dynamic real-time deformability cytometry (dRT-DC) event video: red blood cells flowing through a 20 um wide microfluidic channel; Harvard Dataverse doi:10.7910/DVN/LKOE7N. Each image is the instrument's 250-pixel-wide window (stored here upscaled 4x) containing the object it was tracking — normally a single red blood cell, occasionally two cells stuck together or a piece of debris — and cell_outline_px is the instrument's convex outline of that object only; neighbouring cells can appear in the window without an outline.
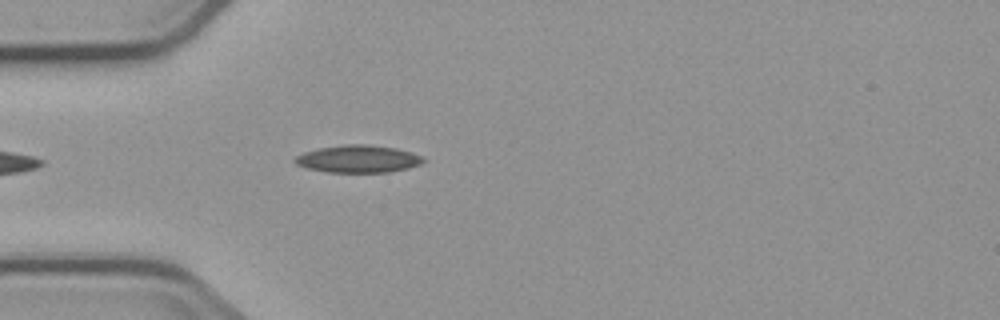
{"species": "common noctule bat (a hibernating species)", "species_latin": "Nyctalus noctula", "temperature_condition": "cold", "stored_images_in_passage": 5, "camera_frame_rate_fps": 3000, "um_per_image_px": 0.085, "animal": {"sex": "male", "body_mass_g": 23.1, "forearm_length_mm": 52.7}, "frame": {"image": 1, "passage_image": 5, "time_ms": 4.667, "image_size_px": [1000, 320], "cell_outline_px": [[428, 160], [420, 164], [408, 168], [388, 172], [328, 172], [308, 168], [296, 164], [292, 160], [296, 156], [304, 152], [320, 148], [344, 144], [368, 144], [396, 148], [412, 152], [424, 156]], "centroid_in_image_um": [30.49, 13.5], "position_along_channel_um": 54.5, "area_um2": 20.63}}